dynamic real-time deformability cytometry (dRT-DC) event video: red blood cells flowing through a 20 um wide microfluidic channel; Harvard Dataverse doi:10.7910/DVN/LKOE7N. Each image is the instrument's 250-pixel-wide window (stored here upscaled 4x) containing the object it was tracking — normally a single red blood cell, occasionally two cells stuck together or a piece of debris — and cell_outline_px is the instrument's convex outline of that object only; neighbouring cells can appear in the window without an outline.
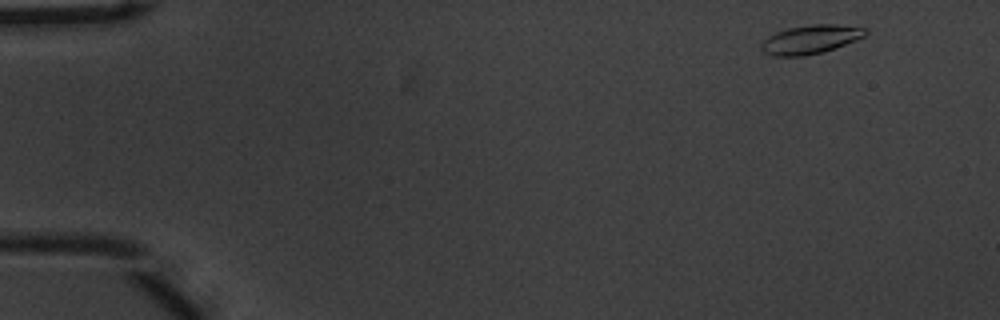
{"species": "common noctule bat (a hibernating species)", "species_latin": "Nyctalus noctula", "temperature_condition": "warm", "stored_images_in_passage": 53, "camera_frame_rate_fps": 3000, "um_per_image_px": 0.085, "animal": {"sex": "male", "body_mass_g": 20.1, "forearm_length_mm": 53.5}, "frame": {"image": 1, "passage_image": 2, "time_ms": 0.333, "image_size_px": [1000, 320], "cell_outline_px": [[868, 32], [864, 36], [856, 40], [836, 48], [824, 52], [804, 56], [776, 56], [764, 52], [760, 48], [760, 44], [768, 36], [776, 32], [788, 28], [812, 24], [836, 24], [864, 28]], "centroid_in_image_um": [68.89, 3.35], "position_along_channel_um": 16.1, "area_um2": 17.46}}
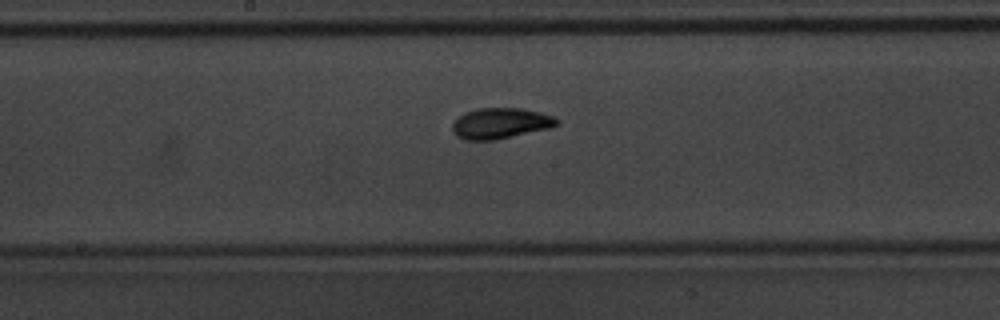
{"frame": {"image": 2, "passage_image": 27, "time_ms": 8.667, "image_size_px": [1000, 320], "cell_outline_px": [[556, 124], [548, 128], [496, 140], [464, 140], [456, 136], [452, 132], [452, 124], [464, 112], [476, 108], [520, 108], [540, 112], [552, 116], [556, 120]], "centroid_in_image_um": [42.46, 10.48], "position_along_channel_um": 205.7, "area_um2": 18.55}}
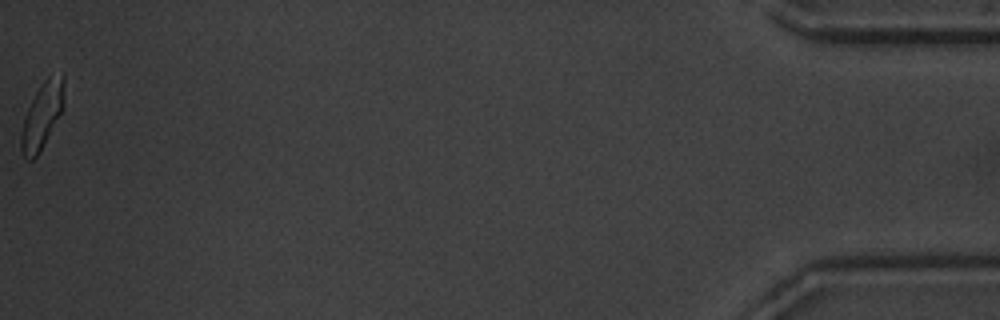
{"frame": {"image": 3, "passage_image": 53, "time_ms": 17.333, "image_size_px": [1000, 320], "cell_outline_px": [[64, 100], [60, 112], [36, 156], [32, 160], [24, 160], [20, 148], [20, 136], [24, 120], [28, 108], [36, 92], [44, 80], [48, 76], [64, 72]], "centroid_in_image_um": [3.56, 9.79], "position_along_channel_um": 431.6, "area_um2": 16.01}, "authors_computed_cell_mechanics": {"area_um2": 17.3978, "velocity_mm_per_s": 3.681, "shape_relaxation_time_tau1_ms": 2.4221, "shape_relaxation_time_tau2_ms": 2.017, "deformation_change_tau1": 0.1348, "deformation_change_tau2": 0.0575}}